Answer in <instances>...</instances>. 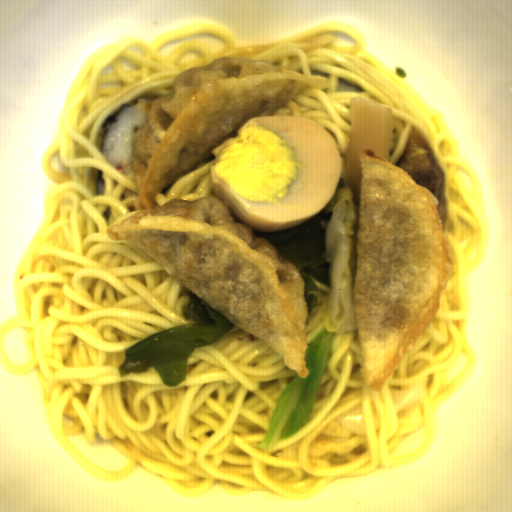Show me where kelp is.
<instances>
[{
    "mask_svg": "<svg viewBox=\"0 0 512 512\" xmlns=\"http://www.w3.org/2000/svg\"><path fill=\"white\" fill-rule=\"evenodd\" d=\"M183 315L195 323L148 335L125 347L120 377L152 368L166 386H175L185 381L188 359L197 347L214 344L236 326L192 291Z\"/></svg>",
    "mask_w": 512,
    "mask_h": 512,
    "instance_id": "obj_1",
    "label": "kelp"
},
{
    "mask_svg": "<svg viewBox=\"0 0 512 512\" xmlns=\"http://www.w3.org/2000/svg\"><path fill=\"white\" fill-rule=\"evenodd\" d=\"M330 218L331 213L324 205L315 215L285 230H253V237L265 238L278 253L295 264L305 283L308 315L319 304L318 288L314 281L331 287L330 261L325 244Z\"/></svg>",
    "mask_w": 512,
    "mask_h": 512,
    "instance_id": "obj_2",
    "label": "kelp"
}]
</instances>
